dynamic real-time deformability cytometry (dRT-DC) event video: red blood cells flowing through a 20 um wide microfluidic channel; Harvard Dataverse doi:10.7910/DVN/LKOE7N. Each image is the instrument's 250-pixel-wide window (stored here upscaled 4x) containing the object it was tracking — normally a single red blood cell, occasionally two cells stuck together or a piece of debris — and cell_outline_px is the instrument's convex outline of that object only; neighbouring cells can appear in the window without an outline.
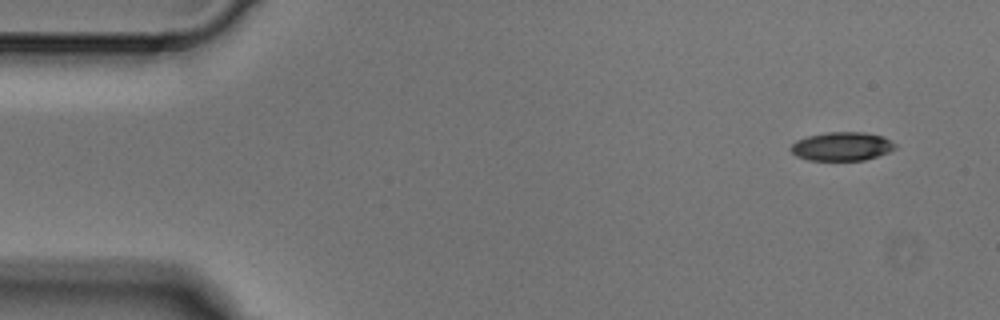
{"species": "Egyptian fruit bat (a non-hibernating species)", "species_latin": "Rousettus aegyptiacus", "temperature_condition": "cold", "stored_images_in_passage": 5, "camera_frame_rate_fps": 3000, "um_per_image_px": 0.085, "animal": {"sex": "male"}, "frame": {"image": 1, "passage_image": 1, "time_ms": 0.0, "image_size_px": [1000, 320], "cell_outline_px": [[896, 148], [888, 152], [864, 160], [808, 160], [796, 156], [788, 148], [796, 140], [808, 136], [828, 132], [864, 132], [884, 136], [896, 144]], "centroid_in_image_um": [71.55, 12.44], "position_along_channel_um": 13.5, "area_um2": 17.46}}